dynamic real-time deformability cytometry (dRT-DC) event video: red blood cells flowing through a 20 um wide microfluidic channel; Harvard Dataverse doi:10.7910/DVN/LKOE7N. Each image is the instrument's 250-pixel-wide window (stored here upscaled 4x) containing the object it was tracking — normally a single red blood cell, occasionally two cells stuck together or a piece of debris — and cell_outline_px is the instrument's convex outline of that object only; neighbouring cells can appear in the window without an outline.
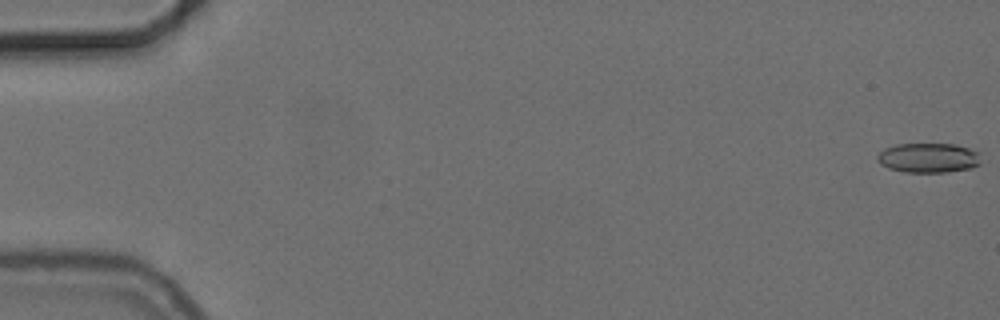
{"species": "common noctule bat (a hibernating species)", "species_latin": "Nyctalus noctula", "temperature_condition": "cold", "stored_images_in_passage": 5, "camera_frame_rate_fps": 3000, "um_per_image_px": 0.085, "animal": {"sex": "female", "body_mass_g": 24.6, "forearm_length_mm": 56.2}, "frame": {"image": 1, "passage_image": 1, "time_ms": 0.0, "image_size_px": [1000, 320], "cell_outline_px": [[980, 164], [972, 168], [948, 172], [904, 172], [888, 168], [880, 164], [876, 160], [876, 156], [884, 148], [896, 144], [956, 144], [980, 152]], "centroid_in_image_um": [78.92, 13.42], "position_along_channel_um": 6.1, "area_um2": 18.15}}